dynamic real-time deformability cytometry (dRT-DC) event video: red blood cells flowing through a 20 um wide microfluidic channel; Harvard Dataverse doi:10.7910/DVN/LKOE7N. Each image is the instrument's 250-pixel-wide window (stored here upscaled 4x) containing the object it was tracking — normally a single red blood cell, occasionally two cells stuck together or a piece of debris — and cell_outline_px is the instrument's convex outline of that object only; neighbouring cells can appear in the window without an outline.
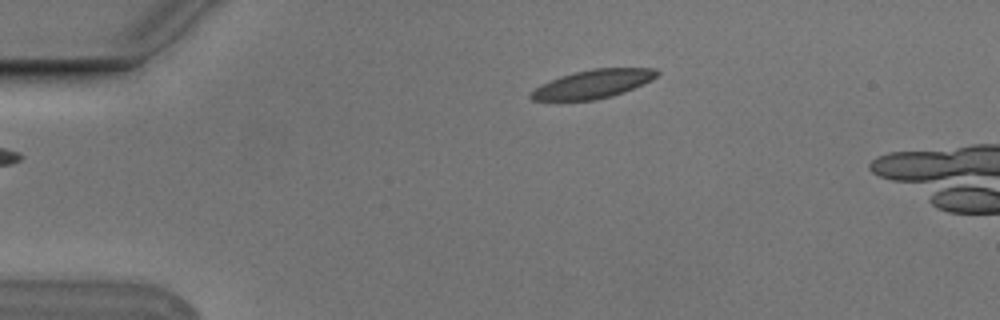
{"species": "Egyptian fruit bat (a non-hibernating species)", "species_latin": "Rousettus aegyptiacus", "temperature_condition": "cold", "stored_images_in_passage": 2, "camera_frame_rate_fps": 3000, "um_per_image_px": 0.085, "animal": {"sex": "male"}, "frame": {"image": 1, "passage_image": 1, "time_ms": 0.0, "image_size_px": [1000, 320], "cell_outline_px": [[660, 72], [652, 80], [624, 92], [612, 96], [596, 100], [532, 100], [528, 96], [540, 84], [560, 76], [572, 72], [592, 68], [656, 68]], "centroid_in_image_um": [50.41, 7.13], "position_along_channel_um": 34.6, "area_um2": 20.98}}